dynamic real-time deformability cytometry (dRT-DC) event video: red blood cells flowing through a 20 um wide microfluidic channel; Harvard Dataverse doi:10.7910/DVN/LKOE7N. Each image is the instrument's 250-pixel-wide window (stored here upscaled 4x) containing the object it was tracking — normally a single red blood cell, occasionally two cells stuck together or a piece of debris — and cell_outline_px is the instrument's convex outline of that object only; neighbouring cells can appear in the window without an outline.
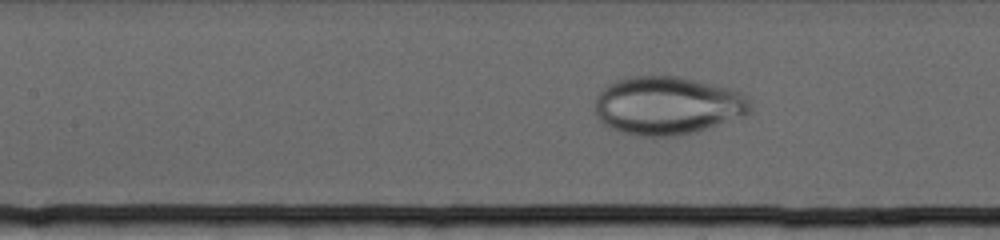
{"species": "human", "species_latin": "Homo sapiens", "temperature_condition": "cold", "stored_images_in_passage": 73, "camera_frame_rate_fps": 3000, "um_per_image_px": 0.085, "donor": {"sex": "female"}, "frame": {"image": 1, "passage_image": 33, "time_ms": 10.667, "image_size_px": [1000, 240], "cell_outline_px": [[752, 112], [744, 116], [696, 132], [680, 136], [640, 136], [624, 132], [612, 128], [604, 124], [596, 116], [596, 96], [608, 84], [616, 80], [628, 76], [680, 76], [732, 88], [744, 92], [752, 108]], "centroid_in_image_um": [56.78, 8.96], "position_along_channel_um": 150.6, "area_um2": 53.12}}
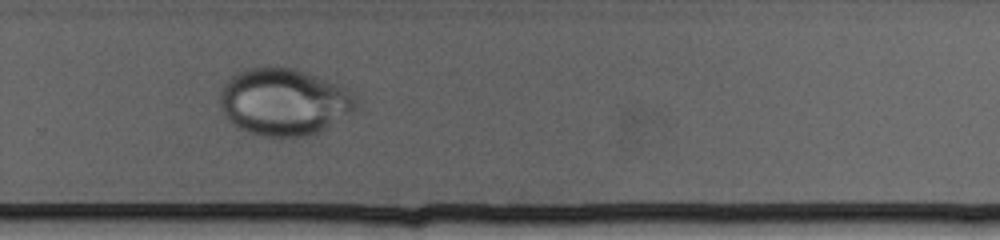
{"frame": {"image": 2, "passage_image": 50, "time_ms": 16.333, "image_size_px": [1000, 240], "cell_outline_px": [[360, 108], [320, 132], [312, 136], [252, 136], [236, 128], [224, 116], [220, 104], [220, 92], [224, 84], [236, 72], [244, 68], [268, 64], [296, 68], [340, 84], [348, 88], [356, 96]], "centroid_in_image_um": [24.14, 8.64], "position_along_channel_um": 305.7, "area_um2": 54.85}}
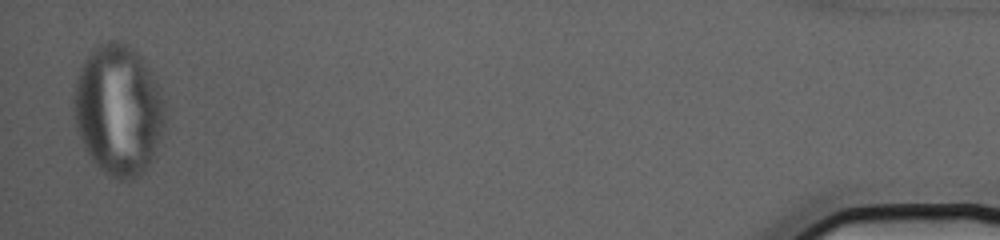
{"frame": {"image": 3, "passage_image": 72, "time_ms": 23.667, "image_size_px": [1000, 240], "cell_outline_px": [[164, 128], [160, 140], [152, 160], [144, 172], [128, 180], [116, 180], [104, 172], [88, 156], [84, 148], [76, 128], [72, 104], [72, 96], [76, 80], [80, 68], [88, 56], [100, 44], [108, 40], [112, 40], [124, 44], [136, 52], [148, 64], [160, 84], [164, 100]], "centroid_in_image_um": [10.07, 9.37], "position_along_channel_um": 425.1, "area_um2": 69.94}}